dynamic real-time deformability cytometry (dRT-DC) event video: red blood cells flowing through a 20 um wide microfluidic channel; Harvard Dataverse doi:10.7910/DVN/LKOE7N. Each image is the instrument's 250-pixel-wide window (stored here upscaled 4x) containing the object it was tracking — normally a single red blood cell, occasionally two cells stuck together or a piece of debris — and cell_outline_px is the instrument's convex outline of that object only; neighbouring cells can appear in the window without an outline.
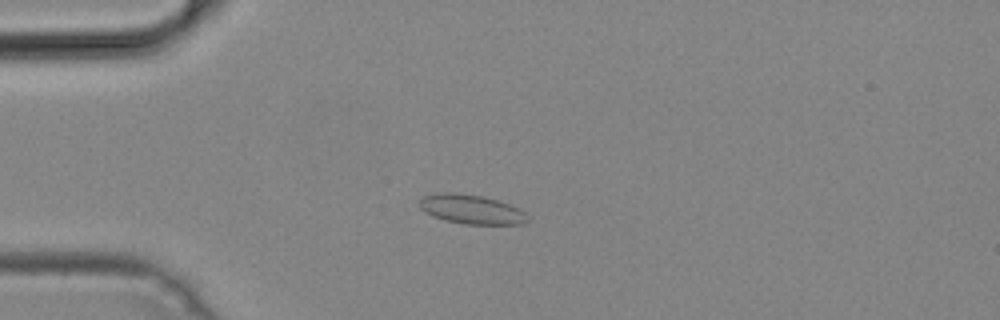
{"species": "common noctule bat (a hibernating species)", "species_latin": "Nyctalus noctula", "temperature_condition": "cold", "stored_images_in_passage": 51, "camera_frame_rate_fps": 3000, "um_per_image_px": 0.085, "animal": {"sex": "male", "body_mass_g": 19.2, "forearm_length_mm": 51.8}, "frame": {"image": 1, "passage_image": 14, "time_ms": 4.333, "image_size_px": [1000, 320], "cell_outline_px": [[528, 220], [524, 224], [464, 224], [444, 220], [432, 216], [424, 212], [420, 208], [420, 200], [424, 196], [444, 192], [452, 192], [480, 196], [500, 200], [520, 208], [528, 216]], "centroid_in_image_um": [40.09, 17.8], "position_along_channel_um": 44.9, "area_um2": 18.5}}
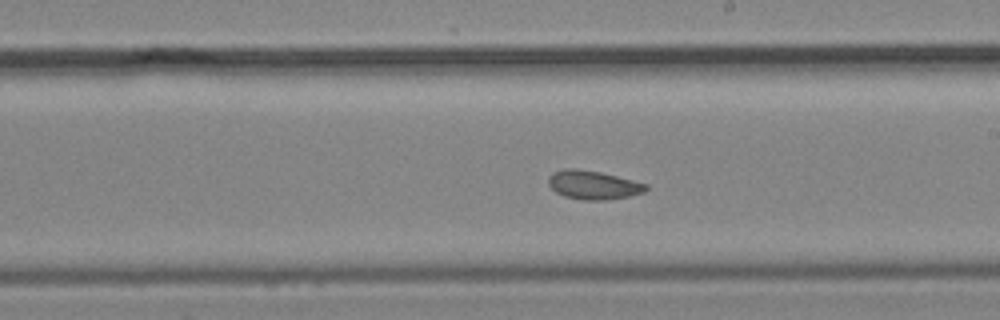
{"frame": {"image": 2, "passage_image": 30, "time_ms": 9.667, "image_size_px": [1000, 320], "cell_outline_px": [[648, 188], [644, 192], [628, 196], [604, 200], [584, 200], [564, 196], [556, 192], [548, 184], [548, 176], [552, 172], [564, 168], [576, 168], [600, 172], [648, 184]], "centroid_in_image_um": [50.39, 15.71], "position_along_channel_um": 238.6, "area_um2": 16.3}}
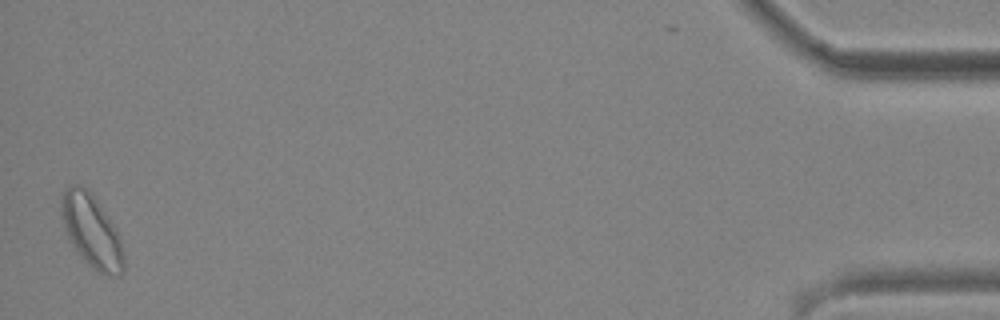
{"frame": {"image": 3, "passage_image": 51, "time_ms": 16.667, "image_size_px": [1000, 320], "cell_outline_px": [[124, 272], [120, 276], [108, 276], [92, 268], [80, 256], [72, 244], [68, 236], [60, 212], [60, 204], [64, 192], [72, 184], [80, 184], [92, 192], [120, 236], [124, 256]], "centroid_in_image_um": [7.81, 19.65], "position_along_channel_um": 427.4, "area_um2": 26.41}}